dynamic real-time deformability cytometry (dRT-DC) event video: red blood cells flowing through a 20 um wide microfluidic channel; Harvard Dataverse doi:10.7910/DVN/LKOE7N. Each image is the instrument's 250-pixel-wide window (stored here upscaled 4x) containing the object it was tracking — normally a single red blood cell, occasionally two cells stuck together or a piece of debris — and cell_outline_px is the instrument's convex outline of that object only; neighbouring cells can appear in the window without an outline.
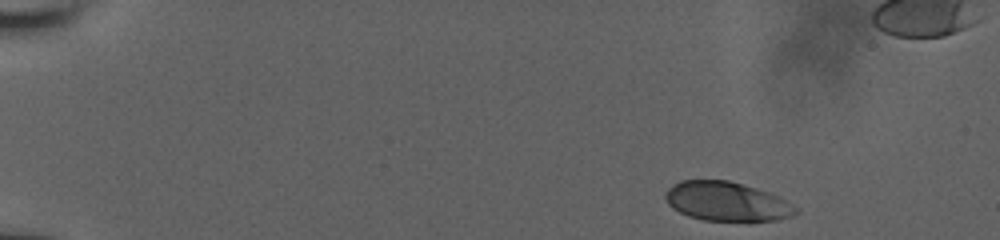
{"species": "human", "species_latin": "Homo sapiens", "temperature_condition": "room temperature", "stored_images_in_passage": 13, "camera_frame_rate_fps": 3000, "um_per_image_px": 0.085, "donor": {"sex": "male"}, "frame": {"image": 1, "passage_image": 1, "time_ms": 0.0, "image_size_px": [1000, 240], "cell_outline_px": [[800, 212], [792, 216], [776, 220], [704, 220], [688, 216], [672, 208], [668, 204], [664, 196], [668, 188], [672, 184], [680, 180], [728, 180], [756, 188], [768, 192], [800, 208]], "centroid_in_image_um": [61.76, 17.12], "position_along_channel_um": 23.2, "area_um2": 29.65}}
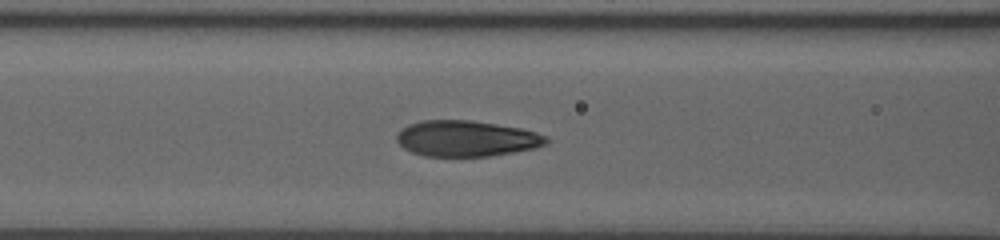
{"frame": {"image": 2, "passage_image": 11, "time_ms": 6.0, "image_size_px": [1000, 240], "cell_outline_px": [[552, 140], [548, 144], [536, 148], [488, 156], [424, 156], [412, 152], [404, 148], [396, 140], [396, 136], [408, 124], [420, 120], [472, 120], [520, 128], [536, 132], [548, 136]], "centroid_in_image_um": [39.69, 11.77], "position_along_channel_um": 126.9, "area_um2": 31.39}}
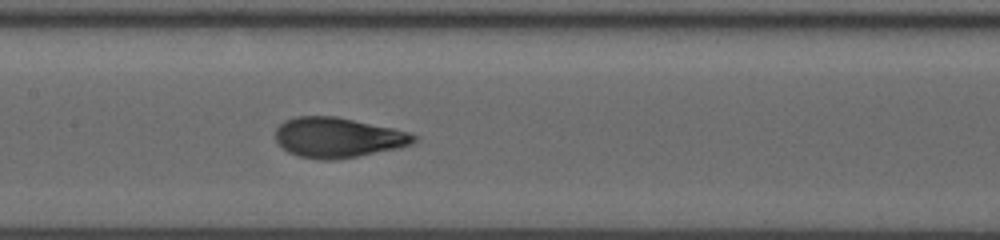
{"frame": {"image": 3, "passage_image": 13, "time_ms": 7.333, "image_size_px": [1000, 240], "cell_outline_px": [[420, 136], [412, 144], [396, 148], [356, 156], [332, 160], [320, 160], [300, 156], [288, 152], [276, 140], [276, 128], [284, 120], [296, 116], [336, 116], [412, 132]], "centroid_in_image_um": [28.74, 11.67], "position_along_channel_um": 178.7, "area_um2": 32.25}}